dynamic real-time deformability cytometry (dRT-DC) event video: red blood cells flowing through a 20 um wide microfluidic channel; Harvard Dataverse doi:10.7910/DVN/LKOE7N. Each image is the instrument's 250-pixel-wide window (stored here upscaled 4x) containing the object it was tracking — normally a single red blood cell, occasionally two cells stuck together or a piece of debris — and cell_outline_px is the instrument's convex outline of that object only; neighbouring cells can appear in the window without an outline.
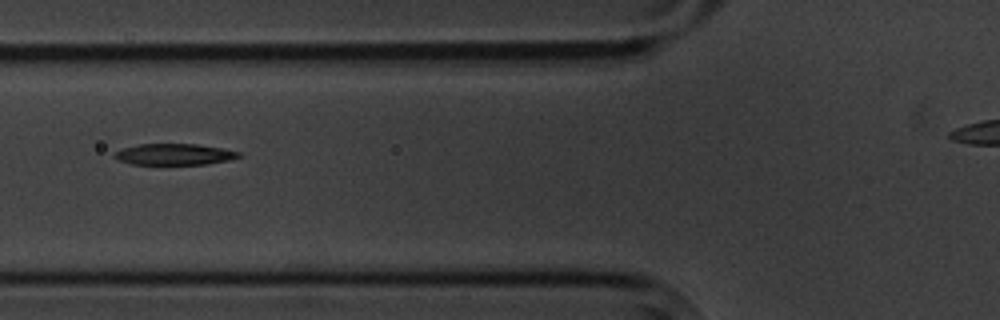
{"species": "common noctule bat (a hibernating species)", "species_latin": "Nyctalus noctula", "temperature_condition": "cold", "stored_images_in_passage": 10, "segment_of_instrument_passage": [1, 2], "camera_frame_rate_fps": 3000, "um_per_image_px": 0.085, "animal": {"sex": "male", "body_mass_g": 20.1, "forearm_length_mm": 53.5}, "frame": {"image": 1, "passage_image": 3, "time_ms": 2.333, "image_size_px": [1000, 320], "cell_outline_px": [[240, 156], [228, 160], [208, 164], [132, 164], [120, 160], [112, 156], [116, 152], [124, 148], [140, 144], [196, 144], [224, 148], [240, 152]], "centroid_in_image_um": [14.85, 13.11], "position_along_channel_um": 111.0, "area_um2": 15.2}}
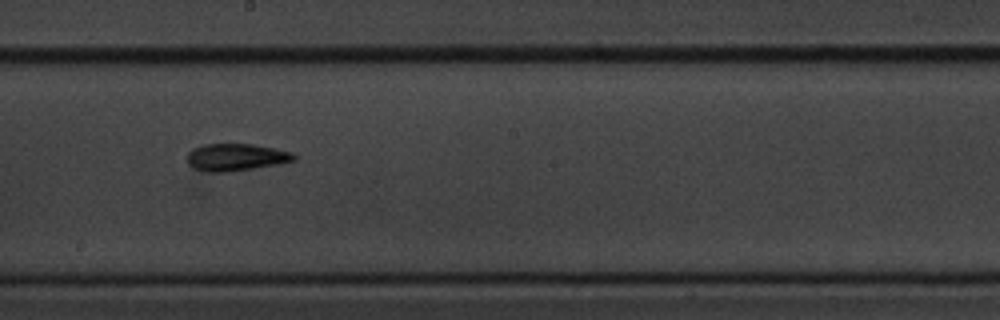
{"frame": {"image": 2, "passage_image": 6, "time_ms": 5.667, "image_size_px": [1000, 320], "cell_outline_px": [[296, 160], [276, 164], [228, 172], [208, 172], [196, 168], [188, 164], [188, 152], [192, 148], [204, 144], [252, 144], [292, 152], [296, 156]], "centroid_in_image_um": [20.03, 13.35], "position_along_channel_um": 228.2, "area_um2": 16.7}}
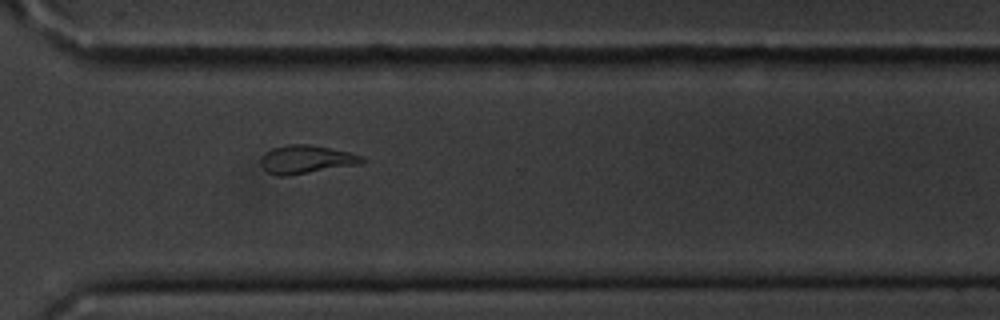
{"frame": {"image": 3, "passage_image": 9, "time_ms": 9.0, "image_size_px": [1000, 320], "cell_outline_px": [[364, 160], [360, 164], [288, 176], [276, 176], [268, 172], [260, 164], [260, 156], [264, 152], [272, 148], [288, 144], [308, 144], [352, 152], [364, 156]], "centroid_in_image_um": [26.01, 13.55], "position_along_channel_um": 344.6, "area_um2": 16.94}}